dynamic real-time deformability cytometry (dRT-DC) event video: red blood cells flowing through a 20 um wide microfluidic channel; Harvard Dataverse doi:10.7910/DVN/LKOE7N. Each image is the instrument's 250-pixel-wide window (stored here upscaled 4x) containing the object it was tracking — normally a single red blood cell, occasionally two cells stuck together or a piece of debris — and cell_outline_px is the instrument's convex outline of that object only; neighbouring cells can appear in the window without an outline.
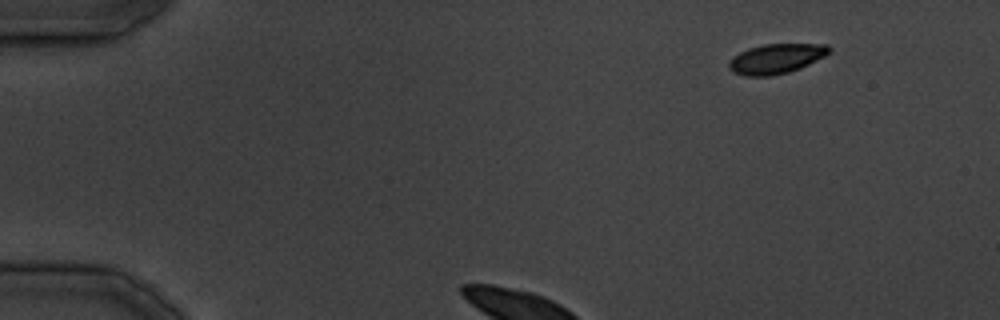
{"species": "common noctule bat (a hibernating species)", "species_latin": "Nyctalus noctula", "temperature_condition": "cold", "stored_images_in_passage": 20, "camera_frame_rate_fps": 3000, "um_per_image_px": 0.085, "animal": {"sex": "male", "body_mass_g": 19.5, "forearm_length_mm": 54.6}, "frame": {"image": 1, "passage_image": 1, "time_ms": 0.0, "image_size_px": [1000, 320], "cell_outline_px": [[832, 52], [800, 68], [788, 72], [772, 76], [744, 76], [732, 72], [728, 68], [728, 64], [740, 52], [748, 48], [764, 44], [828, 44], [832, 48]], "centroid_in_image_um": [66.0, 4.99], "position_along_channel_um": 19.0, "area_um2": 17.4}}
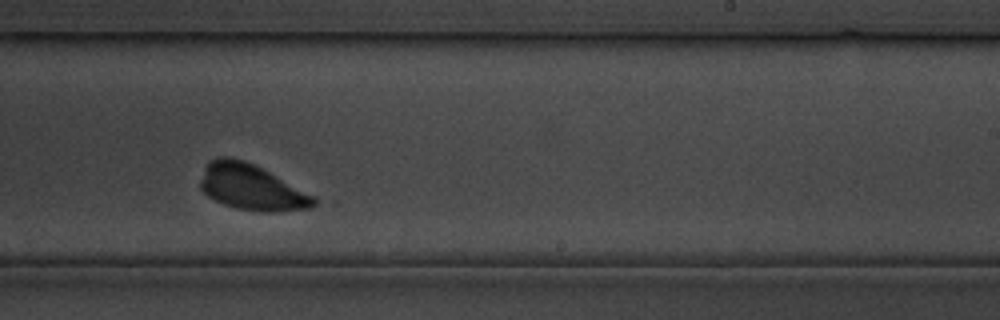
{"frame": {"image": 2, "passage_image": 17, "time_ms": 19.0, "image_size_px": [1000, 320], "cell_outline_px": [[320, 200], [316, 204], [308, 208], [272, 212], [260, 212], [236, 208], [224, 204], [208, 196], [200, 188], [200, 180], [208, 160], [220, 156], [228, 156], [244, 160], [316, 196]], "centroid_in_image_um": [21.37, 15.92], "position_along_channel_um": 267.6, "area_um2": 30.11}}